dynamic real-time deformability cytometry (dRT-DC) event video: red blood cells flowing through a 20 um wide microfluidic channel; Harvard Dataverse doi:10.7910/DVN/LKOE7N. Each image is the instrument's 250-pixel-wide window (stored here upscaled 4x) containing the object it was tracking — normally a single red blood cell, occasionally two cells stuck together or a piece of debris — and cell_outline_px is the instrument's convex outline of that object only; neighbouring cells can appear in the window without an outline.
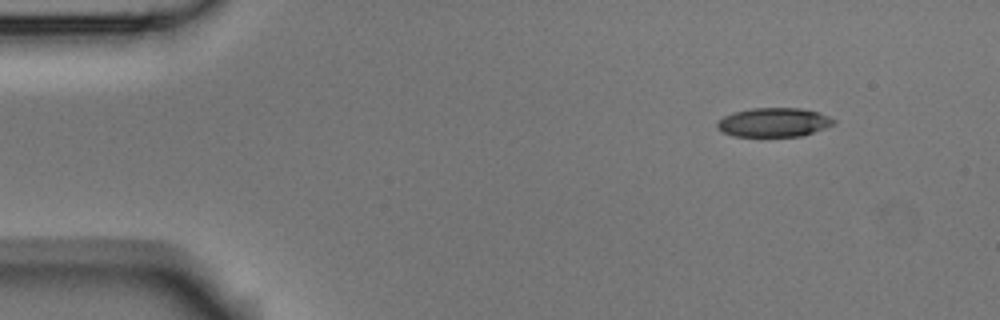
{"species": "Egyptian fruit bat (a non-hibernating species)", "species_latin": "Rousettus aegyptiacus", "temperature_condition": "room temperature", "stored_images_in_passage": 7, "camera_frame_rate_fps": 3000, "um_per_image_px": 0.085, "animal": {"sex": "male"}, "frame": {"image": 1, "passage_image": 1, "time_ms": 0.0, "image_size_px": [1000, 320], "cell_outline_px": [[836, 124], [800, 136], [732, 136], [716, 128], [716, 120], [732, 112], [752, 108], [800, 108], [816, 112], [828, 116], [836, 120]], "centroid_in_image_um": [65.73, 10.39], "position_along_channel_um": 19.3, "area_um2": 19.71}}
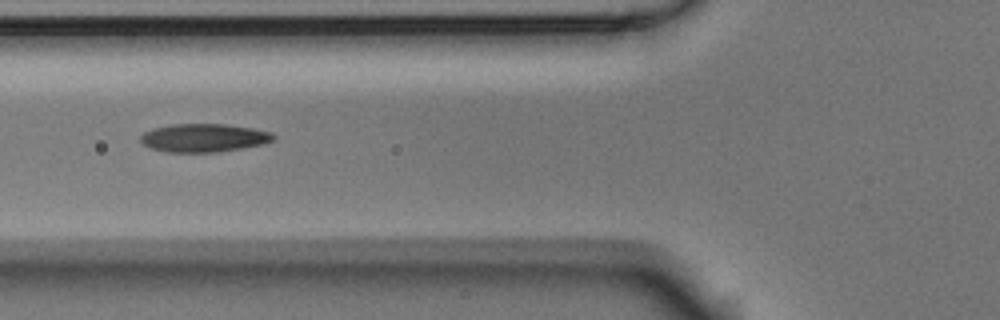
{"frame": {"image": 2, "passage_image": 5, "time_ms": 1.333, "image_size_px": [1000, 320], "cell_outline_px": [[276, 140], [264, 144], [244, 148], [220, 152], [168, 152], [152, 148], [144, 144], [140, 140], [140, 136], [144, 132], [152, 128], [172, 124], [224, 124], [252, 128], [272, 132], [276, 136]], "centroid_in_image_um": [17.37, 11.72], "position_along_channel_um": 108.4, "area_um2": 22.08}}
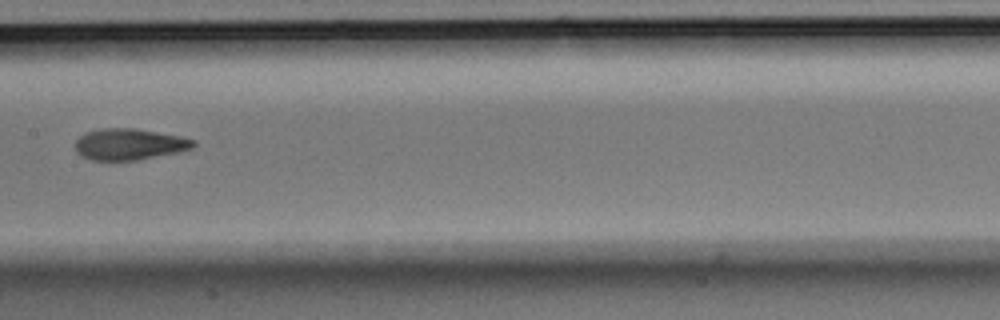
{"frame": {"image": 3, "passage_image": 7, "time_ms": 2.0, "image_size_px": [1000, 320], "cell_outline_px": [[196, 144], [192, 148], [176, 152], [136, 160], [92, 160], [80, 156], [76, 152], [76, 140], [84, 132], [100, 128], [132, 128], [180, 136], [196, 140]], "centroid_in_image_um": [10.95, 12.25], "position_along_channel_um": 196.5, "area_um2": 21.44}}